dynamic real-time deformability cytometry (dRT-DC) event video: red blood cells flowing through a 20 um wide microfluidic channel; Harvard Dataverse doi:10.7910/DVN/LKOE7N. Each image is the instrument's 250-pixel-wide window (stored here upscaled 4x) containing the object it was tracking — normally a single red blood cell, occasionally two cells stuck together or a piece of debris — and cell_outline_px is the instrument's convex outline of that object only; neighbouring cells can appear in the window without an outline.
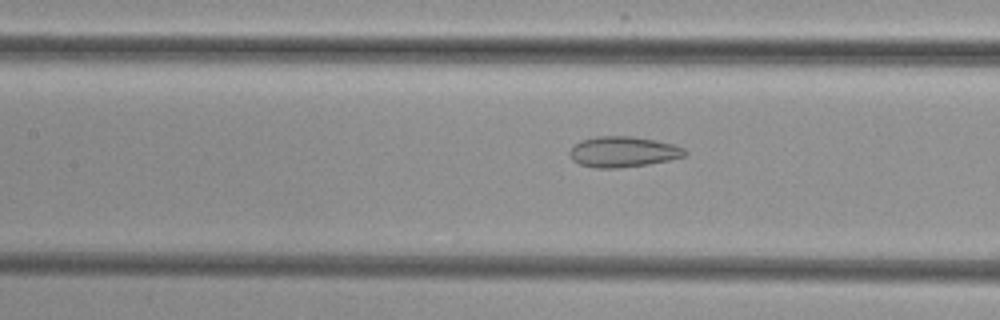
{"species": "common noctule bat (a hibernating species)", "species_latin": "Nyctalus noctula", "temperature_condition": "cold", "stored_images_in_passage": 19, "camera_frame_rate_fps": 3000, "um_per_image_px": 0.085, "animal": {"sex": "female", "body_mass_g": 29.2, "forearm_length_mm": 56.3}, "frame": {"image": 1, "passage_image": 16, "time_ms": 5.0, "image_size_px": [1000, 320], "cell_outline_px": [[688, 152], [684, 156], [668, 160], [648, 164], [616, 168], [596, 168], [580, 164], [572, 160], [568, 152], [580, 140], [596, 136], [632, 136], [656, 140], [672, 144], [684, 148]], "centroid_in_image_um": [52.95, 12.9], "position_along_channel_um": 154.5, "area_um2": 20.52}}